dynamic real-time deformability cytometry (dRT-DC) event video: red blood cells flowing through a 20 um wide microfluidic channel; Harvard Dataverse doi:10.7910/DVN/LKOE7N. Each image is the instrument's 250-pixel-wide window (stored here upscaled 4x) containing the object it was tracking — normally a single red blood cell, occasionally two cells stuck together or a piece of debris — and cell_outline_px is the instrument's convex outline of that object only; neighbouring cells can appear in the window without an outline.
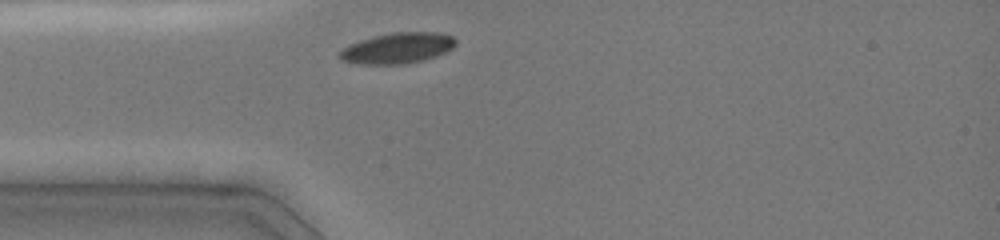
{"species": "common noctule bat (a hibernating species)", "species_latin": "Nyctalus noctula", "temperature_condition": "cold", "stored_images_in_passage": 42, "camera_frame_rate_fps": 3000, "um_per_image_px": 0.085, "animal": {"sex": "female", "body_mass_g": 19.0, "forearm_length_mm": 51.5}, "frame": {"image": 1, "passage_image": 1, "time_ms": 0.0, "image_size_px": [1000, 240], "cell_outline_px": [[456, 44], [452, 48], [436, 56], [404, 64], [360, 64], [340, 60], [336, 56], [344, 48], [360, 40], [372, 36], [392, 32], [440, 32], [452, 36], [456, 40]], "centroid_in_image_um": [33.78, 4.08], "position_along_channel_um": 51.2, "area_um2": 20.75}}
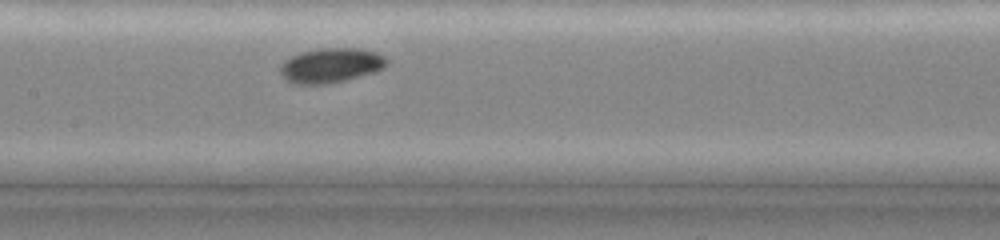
{"frame": {"image": 2, "passage_image": 11, "time_ms": 3.333, "image_size_px": [1000, 240], "cell_outline_px": [[388, 64], [384, 68], [376, 72], [344, 80], [324, 84], [292, 84], [280, 72], [280, 64], [284, 60], [300, 52], [324, 48], [360, 48], [376, 52], [384, 56], [388, 60]], "centroid_in_image_um": [28.15, 5.55], "position_along_channel_um": 179.3, "area_um2": 21.56}}
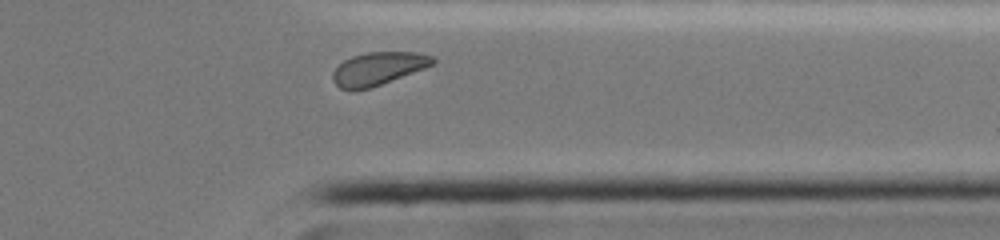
{"frame": {"image": 3, "passage_image": 38, "time_ms": 8.333, "image_size_px": [1000, 240], "cell_outline_px": [[436, 64], [380, 84], [356, 92], [348, 92], [340, 88], [332, 80], [332, 72], [344, 60], [352, 56], [368, 52], [416, 52], [432, 56], [436, 60]], "centroid_in_image_um": [32.11, 5.85], "position_along_channel_um": 379.3, "area_um2": 19.31}, "authors_computed_cell_mechanics": {"area_um2": 19.7676, "velocity_mm_per_s": 3.9879, "shape_relaxation_time_tau1_ms": 0.849, "shape_relaxation_time_tau2_ms": null, "deformation_change_tau1": 0.0546, "deformation_change_tau2": null}}